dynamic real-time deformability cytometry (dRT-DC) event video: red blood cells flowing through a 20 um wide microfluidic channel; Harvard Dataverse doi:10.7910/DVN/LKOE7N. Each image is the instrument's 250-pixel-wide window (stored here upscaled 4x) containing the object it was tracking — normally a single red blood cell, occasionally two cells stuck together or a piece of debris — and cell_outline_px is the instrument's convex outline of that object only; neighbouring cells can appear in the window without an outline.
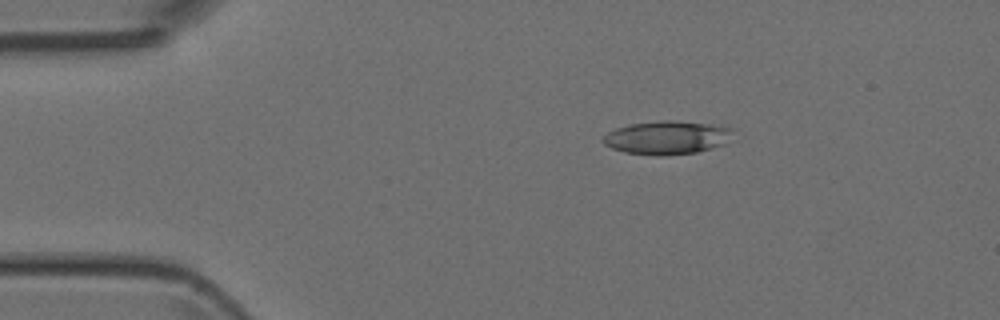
{"species": "Egyptian fruit bat (a non-hibernating species)", "species_latin": "Rousettus aegyptiacus", "temperature_condition": "room temperature", "stored_images_in_passage": 3, "camera_frame_rate_fps": 3000, "um_per_image_px": 0.085, "animal": {"sex": "female"}, "frame": {"image": 1, "passage_image": 1, "time_ms": 0.0, "image_size_px": [1000, 320], "cell_outline_px": [[732, 128], [724, 144], [696, 152], [660, 156], [656, 156], [624, 152], [612, 148], [604, 144], [600, 140], [608, 132], [616, 128], [628, 124], [660, 120], [672, 120], [712, 124]], "centroid_in_image_um": [56.61, 11.69], "position_along_channel_um": 28.4, "area_um2": 25.14}}
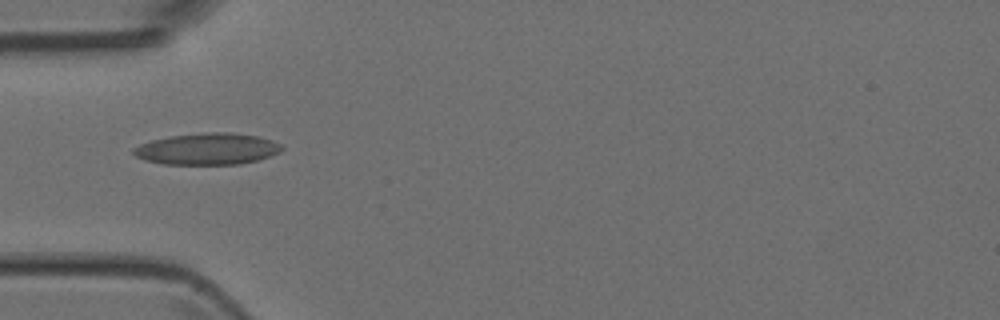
{"frame": {"image": 2, "passage_image": 3, "time_ms": 2.333, "image_size_px": [1000, 320], "cell_outline_px": [[284, 148], [280, 152], [256, 160], [240, 164], [164, 164], [144, 160], [136, 156], [132, 152], [132, 148], [140, 144], [152, 140], [172, 136], [204, 132], [228, 132], [256, 136], [272, 140], [280, 144]], "centroid_in_image_um": [17.61, 12.66], "position_along_channel_um": 67.4, "area_um2": 27.11}}